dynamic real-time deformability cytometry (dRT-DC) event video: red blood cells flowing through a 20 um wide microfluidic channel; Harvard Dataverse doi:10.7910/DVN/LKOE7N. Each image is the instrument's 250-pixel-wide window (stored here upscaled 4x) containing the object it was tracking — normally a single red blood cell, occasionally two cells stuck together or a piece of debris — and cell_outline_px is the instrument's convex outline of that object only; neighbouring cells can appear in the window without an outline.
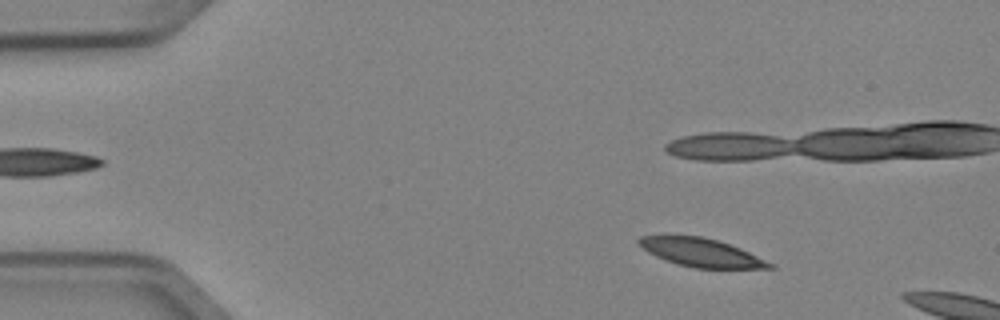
{"species": "Egyptian fruit bat (a non-hibernating species)", "species_latin": "Rousettus aegyptiacus", "temperature_condition": "cold", "stored_images_in_passage": 2, "camera_frame_rate_fps": 3000, "um_per_image_px": 0.085, "animal": {"sex": "female"}, "frame": {"image": 1, "passage_image": 1, "time_ms": 0.0, "image_size_px": [1000, 320], "cell_outline_px": [[776, 268], [696, 268], [680, 264], [656, 256], [648, 252], [636, 240], [640, 236], [700, 236], [716, 240], [740, 248], [776, 264]], "centroid_in_image_um": [59.66, 21.47], "position_along_channel_um": 25.3, "area_um2": 21.15}}